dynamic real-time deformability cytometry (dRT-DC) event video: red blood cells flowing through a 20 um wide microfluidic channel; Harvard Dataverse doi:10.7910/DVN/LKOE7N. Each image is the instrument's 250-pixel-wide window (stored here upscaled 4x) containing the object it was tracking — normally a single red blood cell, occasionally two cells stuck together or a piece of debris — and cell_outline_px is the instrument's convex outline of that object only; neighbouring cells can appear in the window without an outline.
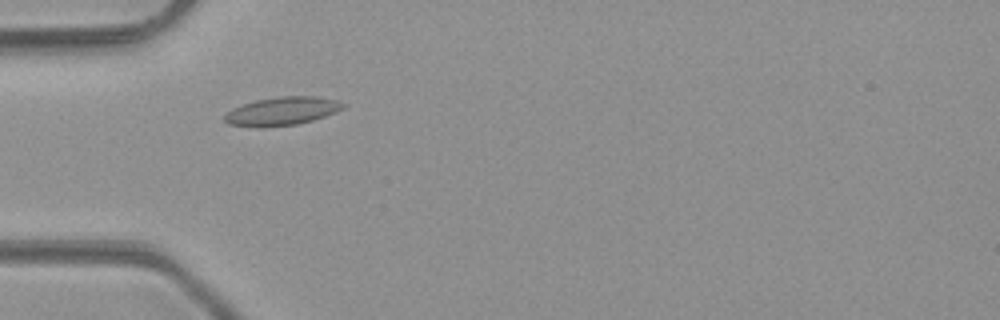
{"species": "common noctule bat (a hibernating species)", "species_latin": "Nyctalus noctula", "temperature_condition": "room temperature", "stored_images_in_passage": 5, "camera_frame_rate_fps": 3000, "um_per_image_px": 0.085, "animal": {"sex": "male", "body_mass_g": 23.1, "forearm_length_mm": 52.7}, "frame": {"image": 1, "passage_image": 1, "time_ms": 0.0, "image_size_px": [1000, 320], "cell_outline_px": [[344, 108], [336, 112], [312, 120], [296, 124], [260, 128], [256, 128], [228, 124], [224, 120], [224, 116], [232, 108], [256, 100], [276, 96], [316, 96], [336, 100], [344, 104]], "centroid_in_image_um": [23.94, 9.45], "position_along_channel_um": 61.1, "area_um2": 19.59}}
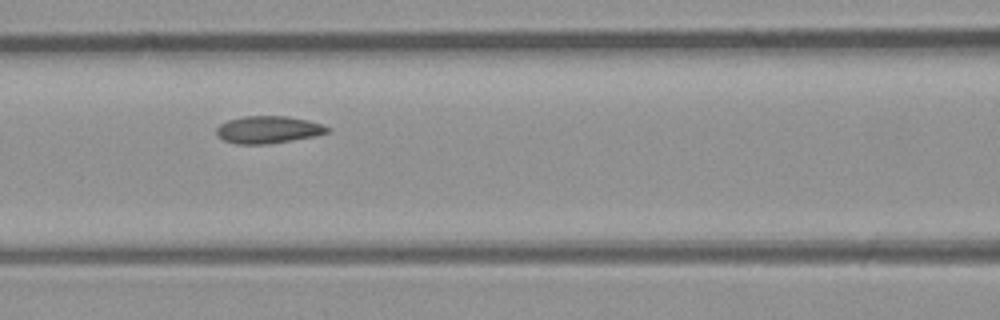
{"frame": {"image": 2, "passage_image": 3, "time_ms": 2.0, "image_size_px": [1000, 320], "cell_outline_px": [[332, 132], [316, 136], [268, 144], [236, 144], [224, 140], [216, 136], [216, 128], [220, 124], [228, 120], [244, 116], [288, 116], [308, 120], [324, 124], [332, 128]], "centroid_in_image_um": [22.85, 11.02], "position_along_channel_um": 143.8, "area_um2": 17.98}}
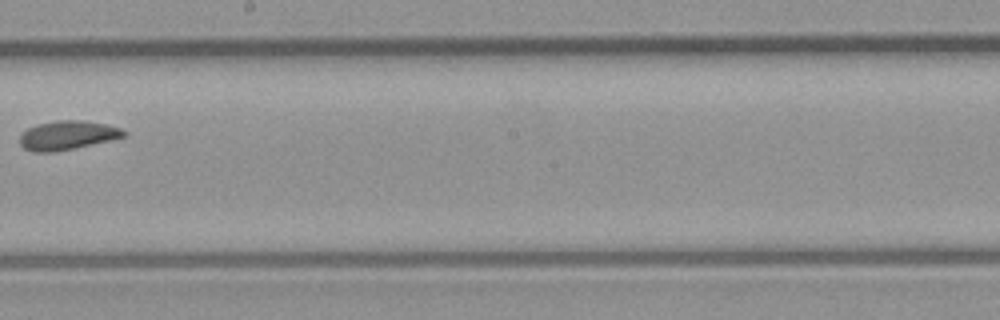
{"frame": {"image": 3, "passage_image": 5, "time_ms": 4.333, "image_size_px": [1000, 320], "cell_outline_px": [[128, 136], [112, 140], [52, 152], [32, 152], [24, 148], [20, 144], [20, 136], [28, 128], [40, 124], [60, 120], [84, 120], [104, 124], [120, 128], [128, 132]], "centroid_in_image_um": [5.77, 11.5], "position_along_channel_um": 242.4, "area_um2": 17.4}}